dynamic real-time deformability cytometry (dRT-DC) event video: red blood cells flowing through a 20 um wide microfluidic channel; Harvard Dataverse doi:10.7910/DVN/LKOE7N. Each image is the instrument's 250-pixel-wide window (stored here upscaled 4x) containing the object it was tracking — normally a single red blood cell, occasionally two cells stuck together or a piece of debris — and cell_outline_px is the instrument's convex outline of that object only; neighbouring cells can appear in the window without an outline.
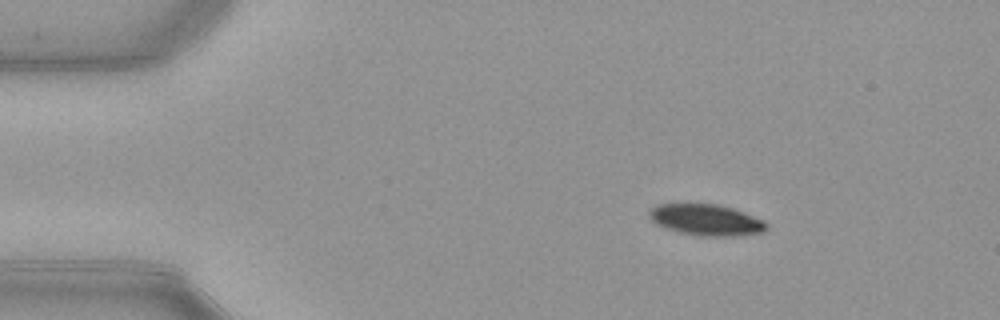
{"species": "common noctule bat (a hibernating species)", "species_latin": "Nyctalus noctula", "temperature_condition": "warm", "stored_images_in_passage": 45, "camera_frame_rate_fps": 3000, "um_per_image_px": 0.085, "animal": {"sex": "female", "body_mass_g": 21.9}, "frame": {"image": 1, "passage_image": 1, "time_ms": 0.0, "image_size_px": [1000, 320], "cell_outline_px": [[768, 228], [764, 232], [736, 236], [704, 236], [680, 232], [656, 224], [648, 216], [648, 208], [656, 204], [720, 204], [744, 212], [764, 220], [768, 224]], "centroid_in_image_um": [60.04, 18.68], "position_along_channel_um": 25.0, "area_um2": 21.44}}
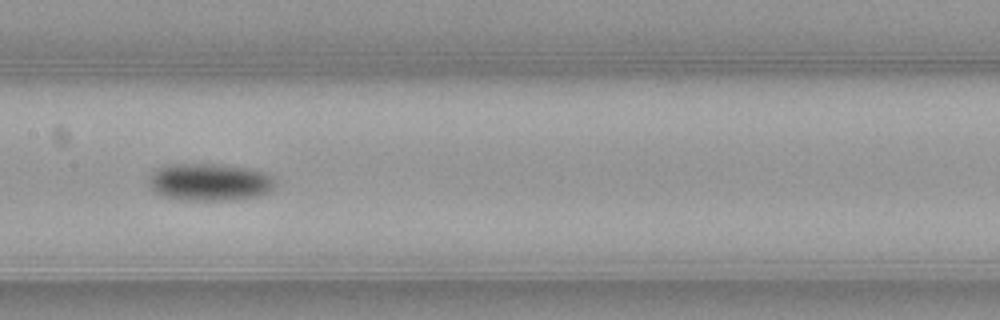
{"frame": {"image": 2, "passage_image": 19, "time_ms": 6.0, "image_size_px": [1000, 320], "cell_outline_px": [[276, 184], [268, 192], [256, 196], [232, 200], [180, 200], [160, 196], [148, 184], [148, 180], [156, 168], [164, 164], [228, 164], [248, 168], [264, 172], [272, 176], [276, 180]], "centroid_in_image_um": [17.8, 15.47], "position_along_channel_um": 189.6, "area_um2": 27.92}}
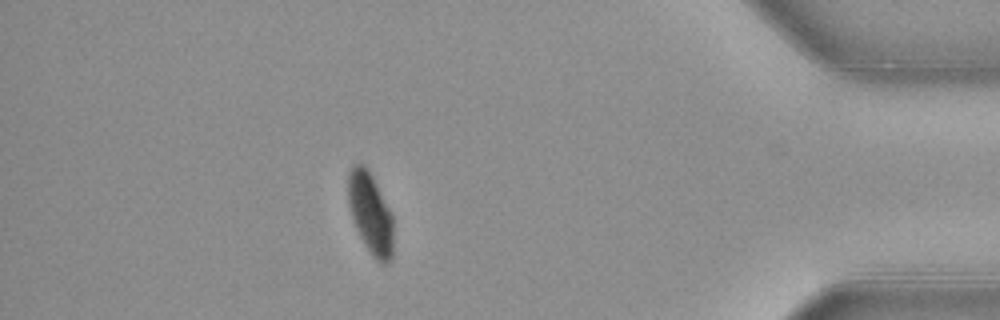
{"frame": {"image": 3, "passage_image": 39, "time_ms": 12.667, "image_size_px": [1000, 320], "cell_outline_px": [[392, 260], [388, 264], [380, 264], [372, 256], [364, 244], [356, 228], [348, 204], [348, 172], [352, 164], [364, 164], [368, 168], [392, 212]], "centroid_in_image_um": [31.49, 18.13], "position_along_channel_um": 403.7, "area_um2": 21.62}, "authors_computed_cell_mechanics": {"area_um2": 24.6806, "velocity_mm_per_s": 3.9234, "shape_relaxation_time_tau1_ms": 2.0774, "shape_relaxation_time_tau2_ms": null, "deformation_change_tau1": 0.1198, "deformation_change_tau2": null}}